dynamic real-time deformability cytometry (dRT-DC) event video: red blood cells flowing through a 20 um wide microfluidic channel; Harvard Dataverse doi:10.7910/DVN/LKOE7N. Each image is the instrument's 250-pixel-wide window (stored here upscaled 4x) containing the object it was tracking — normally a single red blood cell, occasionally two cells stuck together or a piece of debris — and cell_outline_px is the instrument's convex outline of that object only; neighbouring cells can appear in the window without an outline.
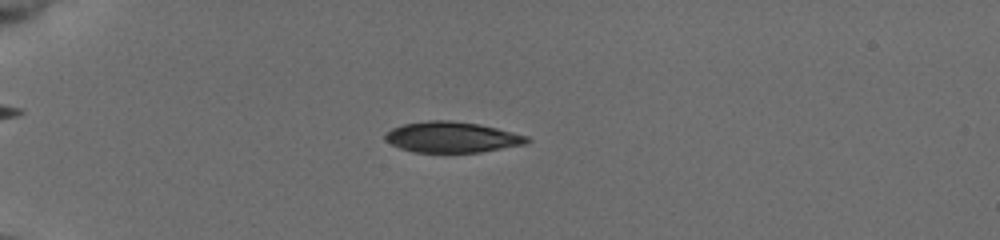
{"species": "common noctule bat (a hibernating species)", "species_latin": "Nyctalus noctula", "temperature_condition": "cold", "stored_images_in_passage": 55, "camera_frame_rate_fps": 3000, "um_per_image_px": 0.085, "animal": {"sex": "female", "body_mass_g": 19.5, "forearm_length_mm": 54.1}, "frame": {"image": 1, "passage_image": 17, "time_ms": 5.333, "image_size_px": [1000, 240], "cell_outline_px": [[532, 140], [524, 144], [480, 152], [412, 152], [400, 148], [384, 140], [384, 136], [392, 128], [404, 124], [428, 120], [452, 120], [480, 124], [528, 136]], "centroid_in_image_um": [38.4, 11.65], "position_along_channel_um": 46.6, "area_um2": 25.32}}
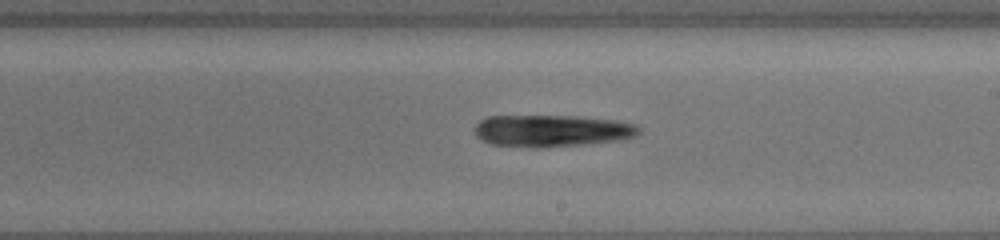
{"frame": {"image": 2, "passage_image": 35, "time_ms": 11.333, "image_size_px": [1000, 240], "cell_outline_px": [[640, 132], [636, 136], [620, 140], [540, 148], [532, 148], [488, 144], [480, 140], [476, 136], [472, 128], [480, 120], [488, 116], [576, 116], [616, 120], [636, 124], [640, 128]], "centroid_in_image_um": [46.85, 11.12], "position_along_channel_um": 242.2, "area_um2": 30.92}}
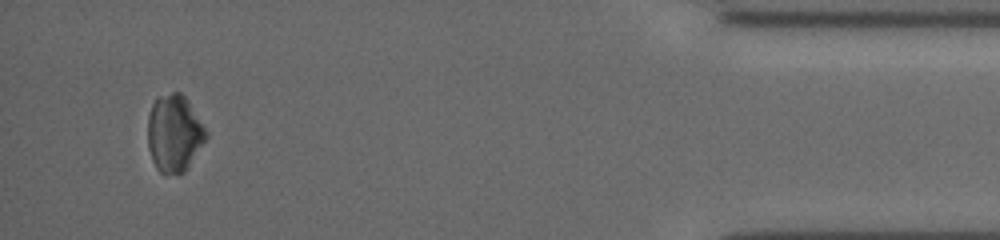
{"frame": {"image": 3, "passage_image": 53, "time_ms": 17.333, "image_size_px": [1000, 240], "cell_outline_px": [[208, 136], [188, 168], [184, 172], [164, 176], [156, 168], [152, 160], [148, 148], [148, 116], [152, 104], [160, 96], [172, 92], [180, 92], [188, 100], [208, 132]], "centroid_in_image_um": [14.81, 11.36], "position_along_channel_um": 420.4, "area_um2": 26.41}, "authors_computed_cell_mechanics": {"area_um2": 26.7614, "velocity_mm_per_s": 3.9139, "shape_relaxation_time_tau1_ms": 1.6474, "shape_relaxation_time_tau2_ms": null, "deformation_change_tau1": 0.099, "deformation_change_tau2": null}}